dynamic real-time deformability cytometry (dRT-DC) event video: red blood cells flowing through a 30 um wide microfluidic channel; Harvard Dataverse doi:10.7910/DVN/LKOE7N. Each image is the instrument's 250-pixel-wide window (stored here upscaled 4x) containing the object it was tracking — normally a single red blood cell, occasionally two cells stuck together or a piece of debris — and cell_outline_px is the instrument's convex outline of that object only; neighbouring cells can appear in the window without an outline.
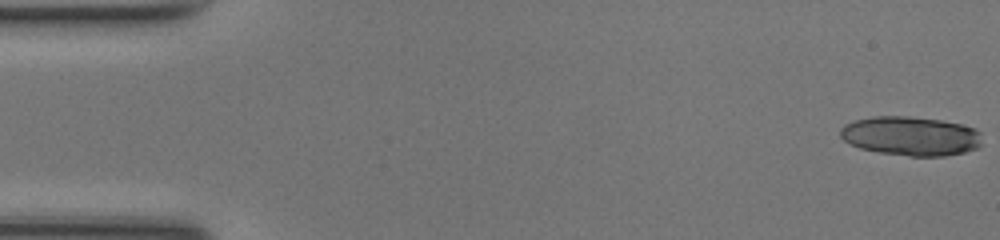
{"species": "common noctule bat (a hibernating species)", "species_latin": "Nyctalus noctula", "temperature_condition": "room temperature", "stored_images_in_passage": 44, "camera_frame_rate_fps": 3000, "um_per_image_px": 0.085, "animal": {"sex": "female", "body_mass_g": 17.0, "forearm_length_mm": 48.0}, "frame": {"image": 1, "passage_image": 1, "time_ms": 0.0, "image_size_px": [1000, 240], "cell_outline_px": [[980, 148], [964, 152], [944, 156], [908, 156], [880, 152], [860, 148], [844, 140], [840, 136], [840, 128], [844, 124], [856, 120], [872, 116], [908, 116], [940, 120], [960, 124], [976, 128], [980, 132]], "centroid_in_image_um": [77.42, 11.56], "position_along_channel_um": 7.6, "area_um2": 32.37}}
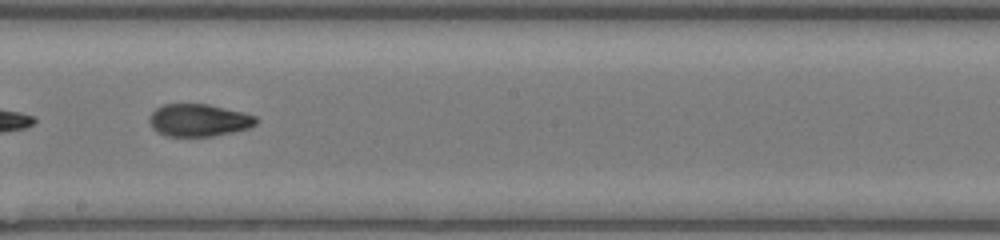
{"frame": {"image": 2, "passage_image": 28, "time_ms": 9.0, "image_size_px": [1000, 240], "cell_outline_px": [[260, 120], [256, 124], [248, 128], [232, 132], [212, 136], [164, 136], [156, 132], [152, 128], [148, 120], [148, 116], [156, 108], [164, 104], [208, 104], [244, 112], [256, 116]], "centroid_in_image_um": [16.88, 10.22], "position_along_channel_um": 231.3, "area_um2": 20.4}}
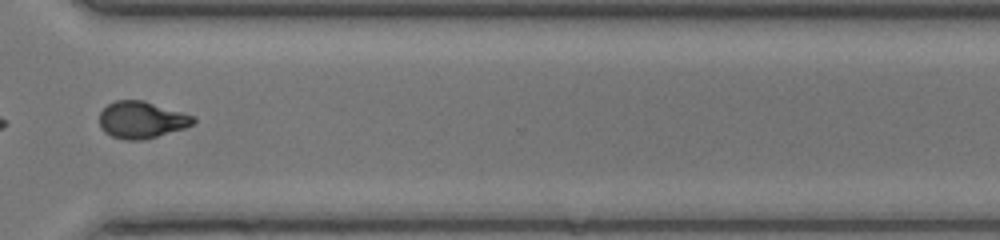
{"frame": {"image": 3, "passage_image": 37, "time_ms": 12.0, "image_size_px": [1000, 240], "cell_outline_px": [[196, 120], [192, 124], [184, 128], [144, 140], [124, 140], [112, 136], [104, 132], [100, 128], [100, 112], [108, 104], [116, 100], [144, 100], [196, 116]], "centroid_in_image_um": [12.03, 10.18], "position_along_channel_um": 358.6, "area_um2": 20.29}}